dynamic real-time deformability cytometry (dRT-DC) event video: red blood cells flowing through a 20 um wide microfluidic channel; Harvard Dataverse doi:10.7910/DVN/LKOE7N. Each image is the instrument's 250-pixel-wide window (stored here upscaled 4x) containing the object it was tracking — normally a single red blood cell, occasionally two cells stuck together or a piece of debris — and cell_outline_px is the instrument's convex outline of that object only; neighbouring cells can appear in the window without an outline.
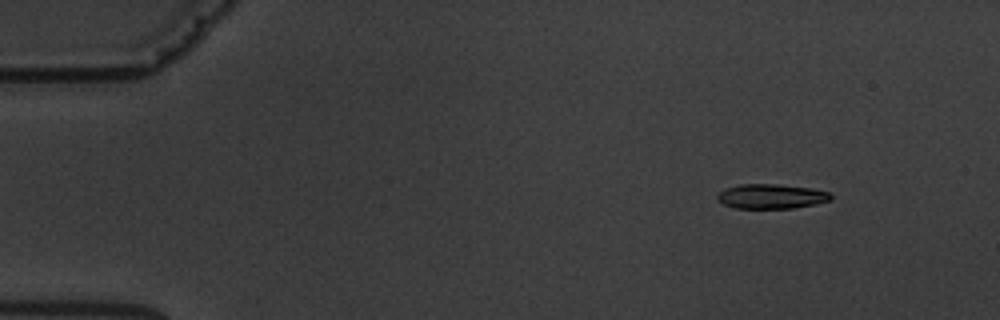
{"species": "common noctule bat (a hibernating species)", "species_latin": "Nyctalus noctula", "temperature_condition": "warm", "stored_images_in_passage": 5, "camera_frame_rate_fps": 3000, "um_per_image_px": 0.085, "animal": {"sex": "male", "body_mass_g": 19.5, "forearm_length_mm": 54.6}, "frame": {"image": 1, "passage_image": 2, "time_ms": 1.333, "image_size_px": [1000, 320], "cell_outline_px": [[832, 200], [816, 204], [792, 208], [736, 208], [724, 204], [716, 200], [716, 196], [724, 188], [740, 184], [780, 184], [812, 188], [828, 192], [832, 196]], "centroid_in_image_um": [65.55, 16.68], "position_along_channel_um": 19.4, "area_um2": 16.42}}
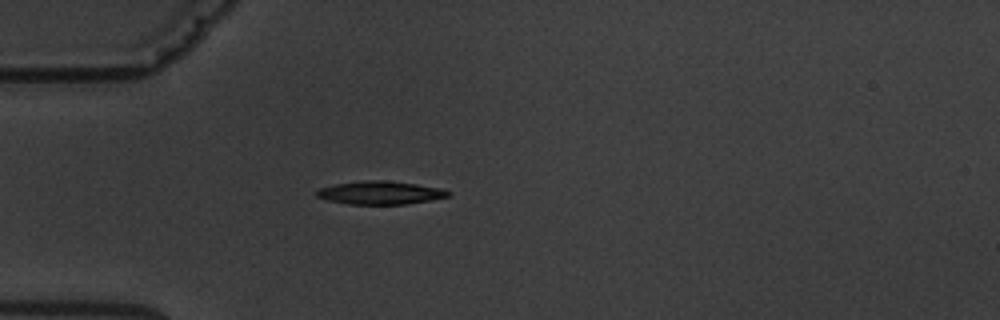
{"frame": {"image": 2, "passage_image": 4, "time_ms": 4.667, "image_size_px": [1000, 320], "cell_outline_px": [[452, 196], [408, 204], [348, 204], [328, 200], [316, 196], [316, 192], [320, 188], [332, 184], [368, 180], [384, 180], [416, 184], [440, 188], [452, 192]], "centroid_in_image_um": [32.35, 16.38], "position_along_channel_um": 52.7, "area_um2": 17.8}}